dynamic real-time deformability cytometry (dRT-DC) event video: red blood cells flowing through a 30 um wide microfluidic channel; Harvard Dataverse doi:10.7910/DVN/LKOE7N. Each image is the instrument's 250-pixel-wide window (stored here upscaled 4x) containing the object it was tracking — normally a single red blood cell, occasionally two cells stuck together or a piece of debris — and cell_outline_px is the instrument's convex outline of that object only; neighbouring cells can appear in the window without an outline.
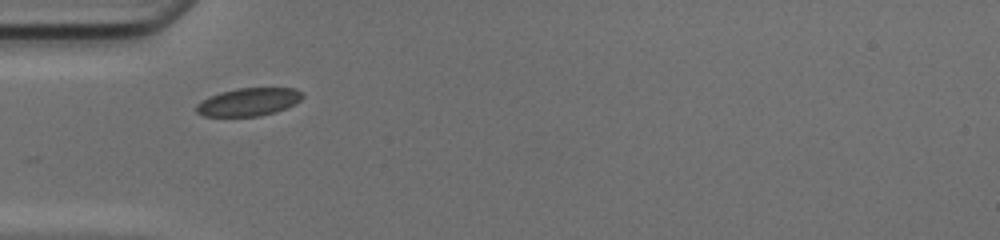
{"species": "common noctule bat (a hibernating species)", "species_latin": "Nyctalus noctula", "temperature_condition": "cold", "stored_images_in_passage": 16, "camera_frame_rate_fps": 3000, "um_per_image_px": 0.085, "animal": {"sex": "female", "body_mass_g": 17.0, "forearm_length_mm": 48.0}, "frame": {"image": 1, "passage_image": 1, "time_ms": 0.0, "image_size_px": [1000, 240], "cell_outline_px": [[304, 96], [300, 100], [276, 112], [260, 116], [204, 116], [196, 112], [196, 104], [220, 92], [236, 88], [296, 88], [304, 92]], "centroid_in_image_um": [21.15, 8.66], "position_along_channel_um": 63.8, "area_um2": 17.17}}
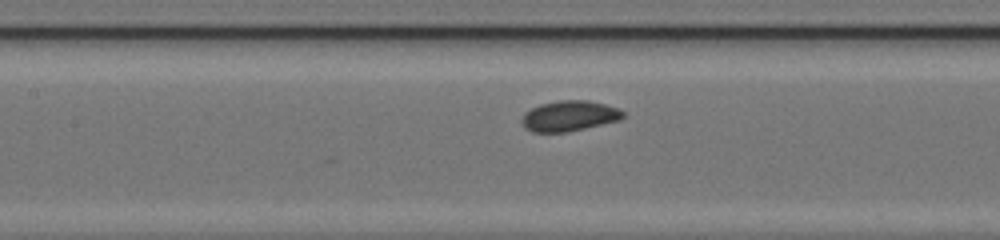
{"frame": {"image": 2, "passage_image": 8, "time_ms": 2.333, "image_size_px": [1000, 240], "cell_outline_px": [[624, 116], [620, 120], [568, 132], [532, 132], [524, 128], [520, 120], [524, 112], [540, 104], [560, 100], [588, 100], [604, 104], [616, 108], [624, 112]], "centroid_in_image_um": [48.35, 9.86], "position_along_channel_um": 159.1, "area_um2": 18.03}}
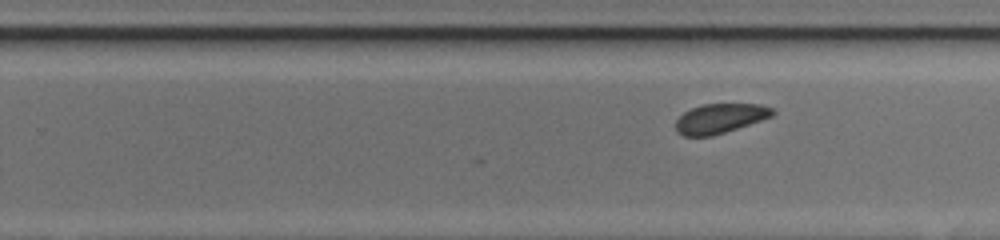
{"frame": {"image": 3, "passage_image": 16, "time_ms": 5.0, "image_size_px": [1000, 240], "cell_outline_px": [[776, 112], [772, 116], [712, 136], [684, 136], [676, 132], [676, 120], [684, 112], [692, 108], [704, 104], [760, 104], [772, 108]], "centroid_in_image_um": [61.18, 10.06], "position_along_channel_um": 268.6, "area_um2": 16.47}}